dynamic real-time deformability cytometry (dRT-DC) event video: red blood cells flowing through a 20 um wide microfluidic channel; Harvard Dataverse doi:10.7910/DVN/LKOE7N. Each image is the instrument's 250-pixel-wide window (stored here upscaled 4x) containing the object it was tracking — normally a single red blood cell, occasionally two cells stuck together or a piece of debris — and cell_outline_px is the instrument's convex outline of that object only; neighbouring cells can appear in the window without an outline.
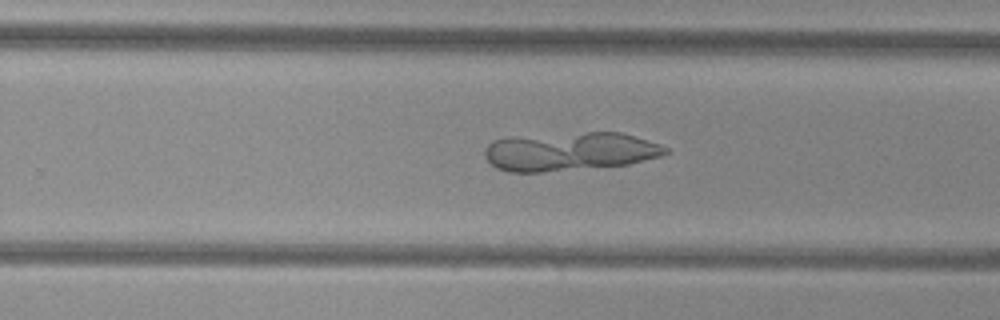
{"species": "common noctule bat (a hibernating species)", "species_latin": "Nyctalus noctula", "temperature_condition": "cold", "stored_images_in_passage": 32, "camera_frame_rate_fps": 3000, "um_per_image_px": 0.085, "animal": {"sex": "female", "body_mass_g": 29.2, "forearm_length_mm": 56.3}, "frame": {"image": 1, "passage_image": 19, "time_ms": 6.0, "image_size_px": [1000, 320], "cell_outline_px": [[672, 152], [660, 156], [628, 164], [544, 172], [508, 172], [496, 168], [484, 156], [484, 148], [492, 140], [508, 136], [588, 132], [620, 132], [660, 144], [668, 148]], "centroid_in_image_um": [48.39, 12.87], "position_along_channel_um": 281.4, "area_um2": 40.92}}